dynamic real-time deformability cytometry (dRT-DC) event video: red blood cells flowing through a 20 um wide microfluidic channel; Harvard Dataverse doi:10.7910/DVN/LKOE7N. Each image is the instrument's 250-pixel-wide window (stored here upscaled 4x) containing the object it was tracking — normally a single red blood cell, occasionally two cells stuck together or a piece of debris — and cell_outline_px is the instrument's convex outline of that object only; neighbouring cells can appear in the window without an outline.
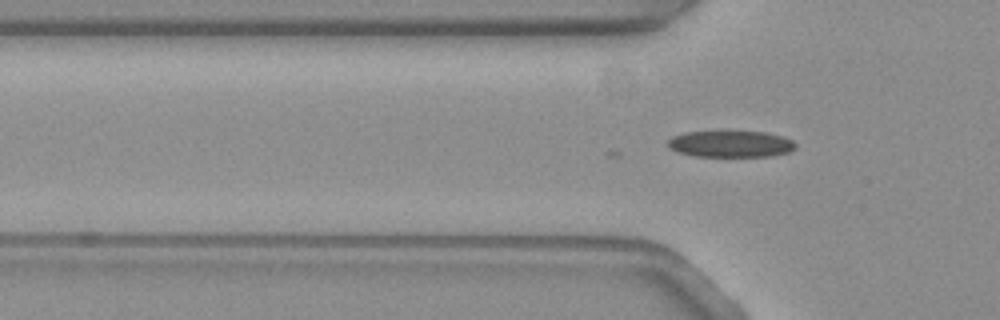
{"species": "common noctule bat (a hibernating species)", "species_latin": "Nyctalus noctula", "temperature_condition": "warm", "stored_images_in_passage": 40, "camera_frame_rate_fps": 3000, "um_per_image_px": 0.085, "animal": {"sex": "female", "body_mass_g": 19.3, "forearm_length_mm": 54.1}, "frame": {"image": 1, "passage_image": 3, "time_ms": 0.667, "image_size_px": [1000, 320], "cell_outline_px": [[796, 148], [788, 152], [772, 156], [692, 156], [676, 152], [668, 148], [668, 140], [672, 136], [684, 132], [764, 132], [784, 136], [792, 140], [796, 144]], "centroid_in_image_um": [62.09, 12.24], "position_along_channel_um": 63.7, "area_um2": 19.77}}
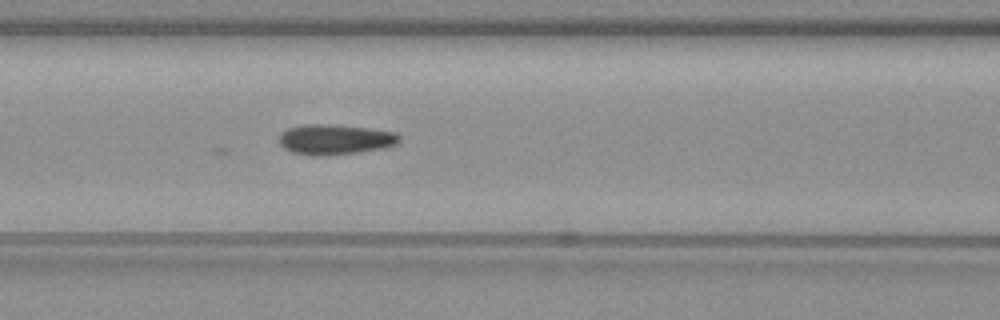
{"frame": {"image": 2, "passage_image": 9, "time_ms": 2.667, "image_size_px": [1000, 320], "cell_outline_px": [[400, 140], [396, 144], [384, 148], [360, 152], [328, 156], [308, 156], [292, 152], [284, 148], [280, 144], [280, 132], [288, 128], [304, 124], [332, 124], [368, 128], [392, 132], [400, 136]], "centroid_in_image_um": [28.44, 11.86], "position_along_channel_um": 138.2, "area_um2": 21.39}}
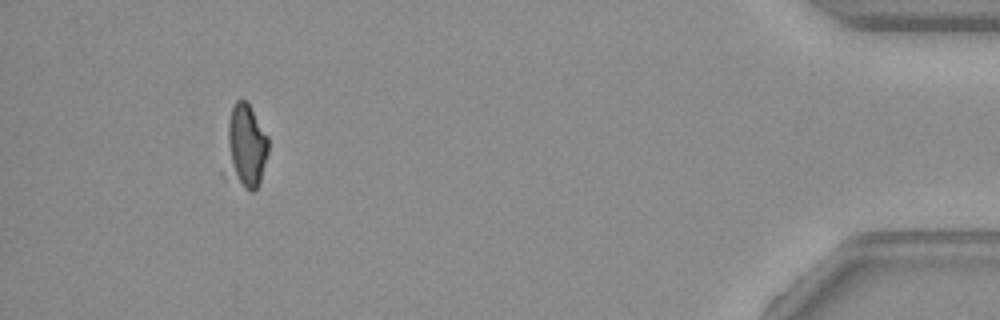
{"frame": {"image": 3, "passage_image": 37, "time_ms": 12.0, "image_size_px": [1000, 320], "cell_outline_px": [[268, 152], [260, 184], [256, 192], [252, 192], [224, 180], [220, 176], [220, 172], [228, 124], [232, 108], [236, 100], [244, 100], [248, 104], [268, 136]], "centroid_in_image_um": [20.77, 12.64], "position_along_channel_um": 414.4, "area_um2": 22.48}}